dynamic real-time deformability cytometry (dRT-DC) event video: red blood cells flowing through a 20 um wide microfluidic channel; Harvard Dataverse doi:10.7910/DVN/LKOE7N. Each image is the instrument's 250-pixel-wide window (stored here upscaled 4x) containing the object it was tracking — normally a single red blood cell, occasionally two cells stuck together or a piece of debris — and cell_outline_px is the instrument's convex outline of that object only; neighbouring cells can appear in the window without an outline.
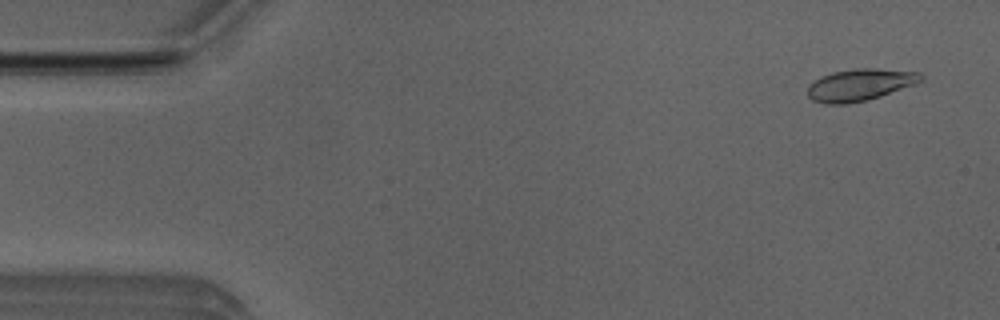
{"species": "Egyptian fruit bat (a non-hibernating species)", "species_latin": "Rousettus aegyptiacus", "temperature_condition": "room temperature", "stored_images_in_passage": 6, "camera_frame_rate_fps": 3000, "um_per_image_px": 0.085, "animal": {"sex": "male"}, "frame": {"image": 1, "passage_image": 1, "time_ms": 0.0, "image_size_px": [1000, 320], "cell_outline_px": [[924, 76], [916, 84], [880, 96], [848, 104], [828, 104], [812, 100], [808, 96], [808, 84], [812, 80], [832, 72], [856, 68], [872, 68], [920, 72]], "centroid_in_image_um": [73.07, 7.2], "position_along_channel_um": 11.9, "area_um2": 21.04}}
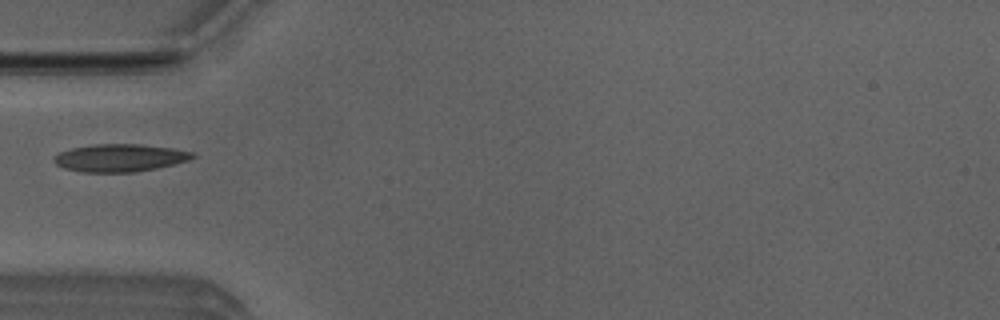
{"frame": {"image": 2, "passage_image": 5, "time_ms": 1.333, "image_size_px": [1000, 320], "cell_outline_px": [[196, 156], [188, 160], [156, 168], [136, 172], [84, 172], [64, 168], [56, 164], [52, 160], [60, 152], [72, 148], [96, 144], [140, 144], [172, 148], [196, 152]], "centroid_in_image_um": [10.21, 13.41], "position_along_channel_um": 74.8, "area_um2": 22.2}}